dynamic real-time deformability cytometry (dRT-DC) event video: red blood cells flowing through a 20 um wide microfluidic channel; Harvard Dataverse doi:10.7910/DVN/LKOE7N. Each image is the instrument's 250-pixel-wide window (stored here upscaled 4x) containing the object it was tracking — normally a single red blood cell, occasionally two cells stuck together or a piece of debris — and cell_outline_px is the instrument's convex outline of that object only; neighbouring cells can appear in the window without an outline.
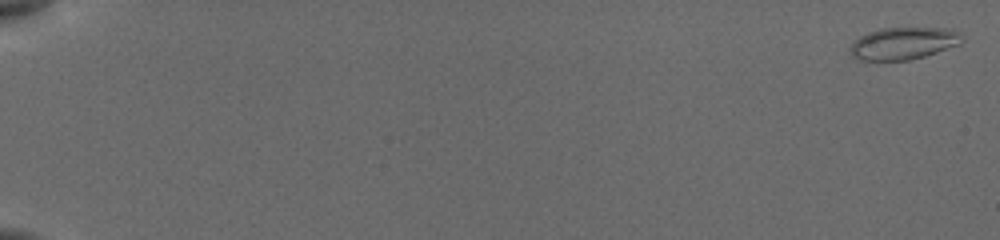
{"species": "common noctule bat (a hibernating species)", "species_latin": "Nyctalus noctula", "temperature_condition": "cold", "stored_images_in_passage": 51, "camera_frame_rate_fps": 3000, "um_per_image_px": 0.085, "animal": {"sex": "female", "body_mass_g": 19.5, "forearm_length_mm": 54.1}, "frame": {"image": 1, "passage_image": 1, "time_ms": 0.0, "image_size_px": [1000, 240], "cell_outline_px": [[964, 40], [960, 44], [924, 56], [908, 60], [860, 60], [852, 56], [852, 44], [860, 36], [868, 32], [884, 28], [952, 28], [960, 32], [964, 36]], "centroid_in_image_um": [76.86, 3.67], "position_along_channel_um": 8.1, "area_um2": 20.87}}
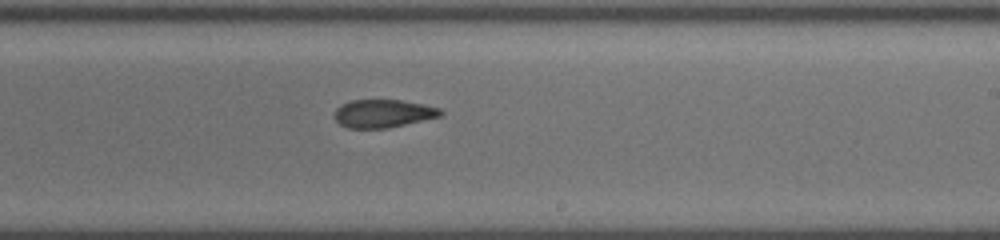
{"frame": {"image": 2, "passage_image": 30, "time_ms": 11.667, "image_size_px": [1000, 240], "cell_outline_px": [[444, 112], [440, 116], [388, 128], [348, 128], [340, 124], [336, 120], [336, 108], [340, 104], [352, 100], [400, 100], [424, 104], [440, 108]], "centroid_in_image_um": [32.57, 9.64], "position_along_channel_um": 256.4, "area_um2": 17.22}}
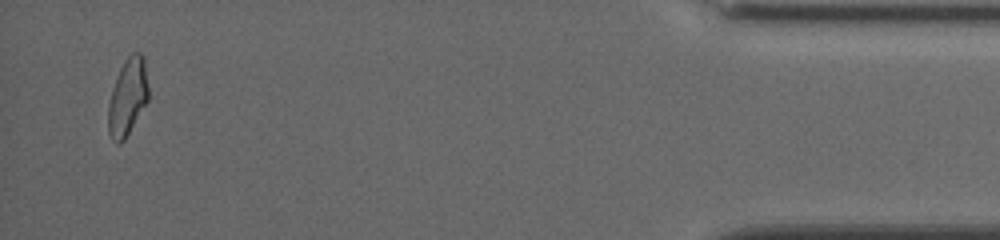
{"frame": {"image": 3, "passage_image": 49, "time_ms": 17.667, "image_size_px": [1000, 240], "cell_outline_px": [[148, 100], [124, 140], [120, 144], [116, 144], [112, 140], [108, 132], [108, 104], [112, 88], [120, 68], [128, 56], [132, 52], [140, 52], [144, 56], [148, 88]], "centroid_in_image_um": [10.84, 8.25], "position_along_channel_um": 424.4, "area_um2": 18.03}, "authors_computed_cell_mechanics": {"area_um2": 18.4382, "velocity_mm_per_s": 3.872, "shape_relaxation_time_tau1_ms": null, "shape_relaxation_time_tau2_ms": 3.3517, "deformation_change_tau1": null, "deformation_change_tau2": 0.1063}}